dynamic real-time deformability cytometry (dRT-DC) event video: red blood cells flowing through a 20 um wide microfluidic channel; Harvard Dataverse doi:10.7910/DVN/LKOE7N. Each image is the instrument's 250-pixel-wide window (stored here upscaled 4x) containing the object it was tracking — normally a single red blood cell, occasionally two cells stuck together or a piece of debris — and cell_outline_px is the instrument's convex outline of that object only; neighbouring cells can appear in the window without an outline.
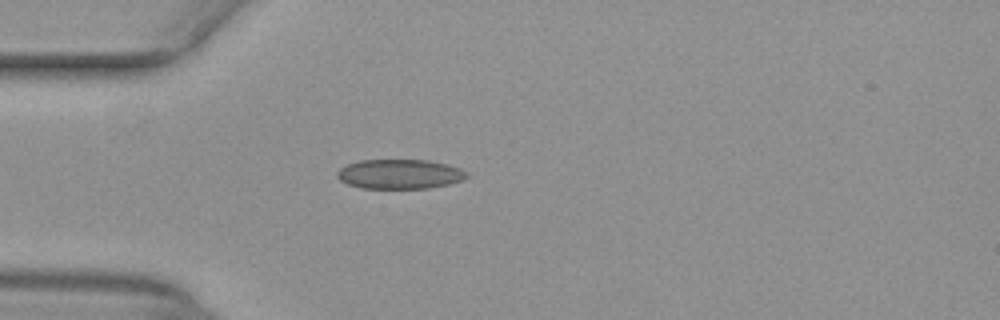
{"species": "common noctule bat (a hibernating species)", "species_latin": "Nyctalus noctula", "temperature_condition": "warm", "stored_images_in_passage": 38, "camera_frame_rate_fps": 3000, "um_per_image_px": 0.085, "animal": {"sex": "female", "body_mass_g": 29.2, "forearm_length_mm": 56.3}, "frame": {"image": 1, "passage_image": 1, "time_ms": 0.0, "image_size_px": [1000, 320], "cell_outline_px": [[468, 176], [464, 180], [448, 184], [428, 188], [360, 188], [348, 184], [340, 180], [336, 176], [336, 172], [340, 168], [348, 164], [360, 160], [428, 160], [448, 164], [460, 168], [468, 172]], "centroid_in_image_um": [33.99, 14.79], "position_along_channel_um": 51.0, "area_um2": 22.43}}
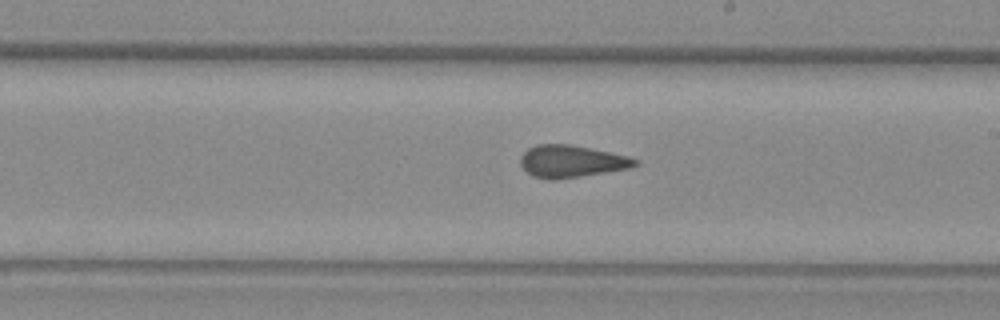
{"frame": {"image": 2, "passage_image": 16, "time_ms": 5.0, "image_size_px": [1000, 320], "cell_outline_px": [[640, 164], [628, 168], [556, 180], [548, 180], [532, 176], [520, 164], [520, 156], [528, 148], [536, 144], [568, 144], [628, 156], [640, 160]], "centroid_in_image_um": [48.55, 13.72], "position_along_channel_um": 240.5, "area_um2": 21.39}}
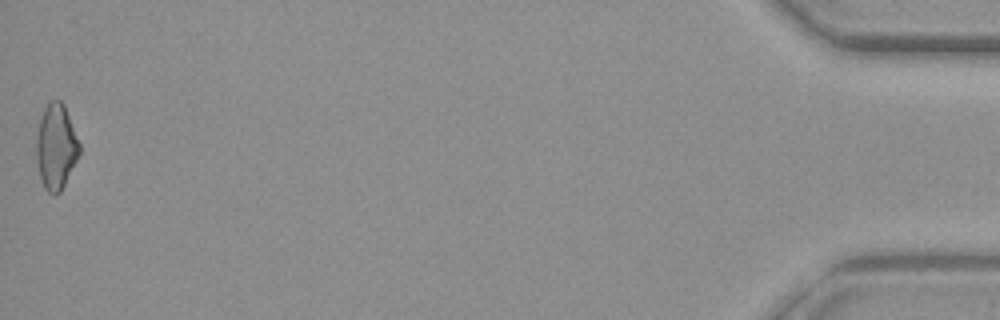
{"frame": {"image": 3, "passage_image": 38, "time_ms": 12.333, "image_size_px": [1000, 320], "cell_outline_px": [[80, 152], [60, 192], [56, 196], [52, 196], [44, 188], [40, 176], [36, 160], [36, 136], [40, 116], [48, 100], [60, 100], [64, 104], [80, 144]], "centroid_in_image_um": [4.74, 12.46], "position_along_channel_um": 430.5, "area_um2": 21.5}, "authors_computed_cell_mechanics": {"area_um2": 21.4438, "velocity_mm_per_s": 3.9981, "shape_relaxation_time_tau1_ms": null, "shape_relaxation_time_tau2_ms": 1.8219, "deformation_change_tau1": null, "deformation_change_tau2": 0.0794}}